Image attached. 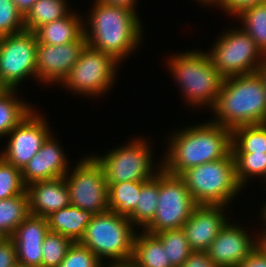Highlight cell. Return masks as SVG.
Instances as JSON below:
<instances>
[{"instance_id":"cell-1","label":"cell","mask_w":266,"mask_h":267,"mask_svg":"<svg viewBox=\"0 0 266 267\" xmlns=\"http://www.w3.org/2000/svg\"><path fill=\"white\" fill-rule=\"evenodd\" d=\"M178 130L166 137L168 148L161 158L162 169L170 174L181 175L188 168L226 158L232 152V131L210 120Z\"/></svg>"},{"instance_id":"cell-2","label":"cell","mask_w":266,"mask_h":267,"mask_svg":"<svg viewBox=\"0 0 266 267\" xmlns=\"http://www.w3.org/2000/svg\"><path fill=\"white\" fill-rule=\"evenodd\" d=\"M92 2L89 13L83 16L87 44L111 55L121 64L131 57V53H136L143 42L142 21L132 10L109 6L99 0Z\"/></svg>"},{"instance_id":"cell-3","label":"cell","mask_w":266,"mask_h":267,"mask_svg":"<svg viewBox=\"0 0 266 267\" xmlns=\"http://www.w3.org/2000/svg\"><path fill=\"white\" fill-rule=\"evenodd\" d=\"M209 111L214 114L210 121L231 131L240 126L266 123V88L259 73L224 78Z\"/></svg>"},{"instance_id":"cell-4","label":"cell","mask_w":266,"mask_h":267,"mask_svg":"<svg viewBox=\"0 0 266 267\" xmlns=\"http://www.w3.org/2000/svg\"><path fill=\"white\" fill-rule=\"evenodd\" d=\"M205 52L187 50L174 53L166 61L168 72H171L170 75L174 76V81L179 85L184 102L197 110L212 109L224 79Z\"/></svg>"},{"instance_id":"cell-5","label":"cell","mask_w":266,"mask_h":267,"mask_svg":"<svg viewBox=\"0 0 266 267\" xmlns=\"http://www.w3.org/2000/svg\"><path fill=\"white\" fill-rule=\"evenodd\" d=\"M180 176L197 205L229 207L244 190L236 179L232 152L226 158L188 168Z\"/></svg>"},{"instance_id":"cell-6","label":"cell","mask_w":266,"mask_h":267,"mask_svg":"<svg viewBox=\"0 0 266 267\" xmlns=\"http://www.w3.org/2000/svg\"><path fill=\"white\" fill-rule=\"evenodd\" d=\"M136 231L127 217L108 210L94 215L79 243L102 262L129 260L133 255Z\"/></svg>"},{"instance_id":"cell-7","label":"cell","mask_w":266,"mask_h":267,"mask_svg":"<svg viewBox=\"0 0 266 267\" xmlns=\"http://www.w3.org/2000/svg\"><path fill=\"white\" fill-rule=\"evenodd\" d=\"M151 142L138 136L132 138L124 146L106 152V155H93L104 171L107 183L128 181H148L161 169V161L158 165L154 162ZM156 164V166L154 164Z\"/></svg>"},{"instance_id":"cell-8","label":"cell","mask_w":266,"mask_h":267,"mask_svg":"<svg viewBox=\"0 0 266 267\" xmlns=\"http://www.w3.org/2000/svg\"><path fill=\"white\" fill-rule=\"evenodd\" d=\"M206 52L223 78L257 72L266 61L256 42L240 25L226 29Z\"/></svg>"},{"instance_id":"cell-9","label":"cell","mask_w":266,"mask_h":267,"mask_svg":"<svg viewBox=\"0 0 266 267\" xmlns=\"http://www.w3.org/2000/svg\"><path fill=\"white\" fill-rule=\"evenodd\" d=\"M119 64L111 55L87 44L59 87L87 98L104 97L115 85Z\"/></svg>"},{"instance_id":"cell-10","label":"cell","mask_w":266,"mask_h":267,"mask_svg":"<svg viewBox=\"0 0 266 267\" xmlns=\"http://www.w3.org/2000/svg\"><path fill=\"white\" fill-rule=\"evenodd\" d=\"M196 206L184 179L161 169L157 210L154 219L144 231L156 234L182 228Z\"/></svg>"},{"instance_id":"cell-11","label":"cell","mask_w":266,"mask_h":267,"mask_svg":"<svg viewBox=\"0 0 266 267\" xmlns=\"http://www.w3.org/2000/svg\"><path fill=\"white\" fill-rule=\"evenodd\" d=\"M92 155L82 157L64 178L70 205L100 214L108 211V185L102 167Z\"/></svg>"},{"instance_id":"cell-12","label":"cell","mask_w":266,"mask_h":267,"mask_svg":"<svg viewBox=\"0 0 266 267\" xmlns=\"http://www.w3.org/2000/svg\"><path fill=\"white\" fill-rule=\"evenodd\" d=\"M37 38L24 30L0 37V84L5 89H18L25 79L36 80Z\"/></svg>"},{"instance_id":"cell-13","label":"cell","mask_w":266,"mask_h":267,"mask_svg":"<svg viewBox=\"0 0 266 267\" xmlns=\"http://www.w3.org/2000/svg\"><path fill=\"white\" fill-rule=\"evenodd\" d=\"M36 110L7 135L9 140L6 141V148L0 151V156L6 162L21 171L52 134L47 117Z\"/></svg>"},{"instance_id":"cell-14","label":"cell","mask_w":266,"mask_h":267,"mask_svg":"<svg viewBox=\"0 0 266 267\" xmlns=\"http://www.w3.org/2000/svg\"><path fill=\"white\" fill-rule=\"evenodd\" d=\"M87 45L83 34L77 41L62 45L37 42L36 80L42 85L60 84L79 60ZM52 84V85H51Z\"/></svg>"},{"instance_id":"cell-15","label":"cell","mask_w":266,"mask_h":267,"mask_svg":"<svg viewBox=\"0 0 266 267\" xmlns=\"http://www.w3.org/2000/svg\"><path fill=\"white\" fill-rule=\"evenodd\" d=\"M246 229L234 220L225 224L206 251L213 263L219 267H237L254 251L256 234Z\"/></svg>"},{"instance_id":"cell-16","label":"cell","mask_w":266,"mask_h":267,"mask_svg":"<svg viewBox=\"0 0 266 267\" xmlns=\"http://www.w3.org/2000/svg\"><path fill=\"white\" fill-rule=\"evenodd\" d=\"M228 206L197 205L182 229L193 251L206 252L220 230L230 220Z\"/></svg>"},{"instance_id":"cell-17","label":"cell","mask_w":266,"mask_h":267,"mask_svg":"<svg viewBox=\"0 0 266 267\" xmlns=\"http://www.w3.org/2000/svg\"><path fill=\"white\" fill-rule=\"evenodd\" d=\"M51 134L21 171L25 186L38 181L64 177L71 169L63 148Z\"/></svg>"},{"instance_id":"cell-18","label":"cell","mask_w":266,"mask_h":267,"mask_svg":"<svg viewBox=\"0 0 266 267\" xmlns=\"http://www.w3.org/2000/svg\"><path fill=\"white\" fill-rule=\"evenodd\" d=\"M49 232L47 219L29 214L14 230L11 238L15 244L17 264L41 267L42 245Z\"/></svg>"},{"instance_id":"cell-19","label":"cell","mask_w":266,"mask_h":267,"mask_svg":"<svg viewBox=\"0 0 266 267\" xmlns=\"http://www.w3.org/2000/svg\"><path fill=\"white\" fill-rule=\"evenodd\" d=\"M29 212L35 216L50 214L70 205L69 189L64 177L38 181L26 186Z\"/></svg>"},{"instance_id":"cell-20","label":"cell","mask_w":266,"mask_h":267,"mask_svg":"<svg viewBox=\"0 0 266 267\" xmlns=\"http://www.w3.org/2000/svg\"><path fill=\"white\" fill-rule=\"evenodd\" d=\"M75 12L71 10L65 17L38 27L34 31L37 42L62 45L77 41L84 34V18Z\"/></svg>"},{"instance_id":"cell-21","label":"cell","mask_w":266,"mask_h":267,"mask_svg":"<svg viewBox=\"0 0 266 267\" xmlns=\"http://www.w3.org/2000/svg\"><path fill=\"white\" fill-rule=\"evenodd\" d=\"M94 215L90 211L69 205L50 214L46 219L49 231L59 233L74 243L80 242Z\"/></svg>"},{"instance_id":"cell-22","label":"cell","mask_w":266,"mask_h":267,"mask_svg":"<svg viewBox=\"0 0 266 267\" xmlns=\"http://www.w3.org/2000/svg\"><path fill=\"white\" fill-rule=\"evenodd\" d=\"M132 260L136 267H173L162 242L144 230L136 233Z\"/></svg>"},{"instance_id":"cell-23","label":"cell","mask_w":266,"mask_h":267,"mask_svg":"<svg viewBox=\"0 0 266 267\" xmlns=\"http://www.w3.org/2000/svg\"><path fill=\"white\" fill-rule=\"evenodd\" d=\"M18 89L0 93V138L5 137L35 109L18 97ZM33 107V108H32Z\"/></svg>"},{"instance_id":"cell-24","label":"cell","mask_w":266,"mask_h":267,"mask_svg":"<svg viewBox=\"0 0 266 267\" xmlns=\"http://www.w3.org/2000/svg\"><path fill=\"white\" fill-rule=\"evenodd\" d=\"M159 199V172L148 181H141L138 203L128 217L136 229L144 230L154 219Z\"/></svg>"},{"instance_id":"cell-25","label":"cell","mask_w":266,"mask_h":267,"mask_svg":"<svg viewBox=\"0 0 266 267\" xmlns=\"http://www.w3.org/2000/svg\"><path fill=\"white\" fill-rule=\"evenodd\" d=\"M108 210L129 217L138 203L141 181L107 183Z\"/></svg>"},{"instance_id":"cell-26","label":"cell","mask_w":266,"mask_h":267,"mask_svg":"<svg viewBox=\"0 0 266 267\" xmlns=\"http://www.w3.org/2000/svg\"><path fill=\"white\" fill-rule=\"evenodd\" d=\"M67 4L68 0H36L24 16L25 30L34 32L45 23L65 17L71 11Z\"/></svg>"},{"instance_id":"cell-27","label":"cell","mask_w":266,"mask_h":267,"mask_svg":"<svg viewBox=\"0 0 266 267\" xmlns=\"http://www.w3.org/2000/svg\"><path fill=\"white\" fill-rule=\"evenodd\" d=\"M29 214L27 191L21 195L0 200V237H11L14 230Z\"/></svg>"},{"instance_id":"cell-28","label":"cell","mask_w":266,"mask_h":267,"mask_svg":"<svg viewBox=\"0 0 266 267\" xmlns=\"http://www.w3.org/2000/svg\"><path fill=\"white\" fill-rule=\"evenodd\" d=\"M232 153H266V123L234 128Z\"/></svg>"},{"instance_id":"cell-29","label":"cell","mask_w":266,"mask_h":267,"mask_svg":"<svg viewBox=\"0 0 266 267\" xmlns=\"http://www.w3.org/2000/svg\"><path fill=\"white\" fill-rule=\"evenodd\" d=\"M235 18L241 28L256 42L257 47L266 56V2L244 9Z\"/></svg>"},{"instance_id":"cell-30","label":"cell","mask_w":266,"mask_h":267,"mask_svg":"<svg viewBox=\"0 0 266 267\" xmlns=\"http://www.w3.org/2000/svg\"><path fill=\"white\" fill-rule=\"evenodd\" d=\"M238 184L244 189L252 177L261 181L266 177V153H232ZM261 178V180H260Z\"/></svg>"},{"instance_id":"cell-31","label":"cell","mask_w":266,"mask_h":267,"mask_svg":"<svg viewBox=\"0 0 266 267\" xmlns=\"http://www.w3.org/2000/svg\"><path fill=\"white\" fill-rule=\"evenodd\" d=\"M154 235L162 242L173 267H181L193 252L182 228L166 230Z\"/></svg>"},{"instance_id":"cell-32","label":"cell","mask_w":266,"mask_h":267,"mask_svg":"<svg viewBox=\"0 0 266 267\" xmlns=\"http://www.w3.org/2000/svg\"><path fill=\"white\" fill-rule=\"evenodd\" d=\"M72 243L69 238L49 231L43 240L41 267H57Z\"/></svg>"},{"instance_id":"cell-33","label":"cell","mask_w":266,"mask_h":267,"mask_svg":"<svg viewBox=\"0 0 266 267\" xmlns=\"http://www.w3.org/2000/svg\"><path fill=\"white\" fill-rule=\"evenodd\" d=\"M25 191L21 170L0 156V200L21 195Z\"/></svg>"},{"instance_id":"cell-34","label":"cell","mask_w":266,"mask_h":267,"mask_svg":"<svg viewBox=\"0 0 266 267\" xmlns=\"http://www.w3.org/2000/svg\"><path fill=\"white\" fill-rule=\"evenodd\" d=\"M24 16L13 0H0V37L24 31Z\"/></svg>"},{"instance_id":"cell-35","label":"cell","mask_w":266,"mask_h":267,"mask_svg":"<svg viewBox=\"0 0 266 267\" xmlns=\"http://www.w3.org/2000/svg\"><path fill=\"white\" fill-rule=\"evenodd\" d=\"M102 261L87 247L74 242L57 267H101Z\"/></svg>"},{"instance_id":"cell-36","label":"cell","mask_w":266,"mask_h":267,"mask_svg":"<svg viewBox=\"0 0 266 267\" xmlns=\"http://www.w3.org/2000/svg\"><path fill=\"white\" fill-rule=\"evenodd\" d=\"M263 2H266V0H219L215 7L221 8L228 16L235 18L244 9Z\"/></svg>"},{"instance_id":"cell-37","label":"cell","mask_w":266,"mask_h":267,"mask_svg":"<svg viewBox=\"0 0 266 267\" xmlns=\"http://www.w3.org/2000/svg\"><path fill=\"white\" fill-rule=\"evenodd\" d=\"M17 264L15 244L11 237H0V267H14Z\"/></svg>"},{"instance_id":"cell-38","label":"cell","mask_w":266,"mask_h":267,"mask_svg":"<svg viewBox=\"0 0 266 267\" xmlns=\"http://www.w3.org/2000/svg\"><path fill=\"white\" fill-rule=\"evenodd\" d=\"M181 267H219L210 259L207 252L193 251Z\"/></svg>"},{"instance_id":"cell-39","label":"cell","mask_w":266,"mask_h":267,"mask_svg":"<svg viewBox=\"0 0 266 267\" xmlns=\"http://www.w3.org/2000/svg\"><path fill=\"white\" fill-rule=\"evenodd\" d=\"M237 267H266V253L261 252L257 247Z\"/></svg>"},{"instance_id":"cell-40","label":"cell","mask_w":266,"mask_h":267,"mask_svg":"<svg viewBox=\"0 0 266 267\" xmlns=\"http://www.w3.org/2000/svg\"><path fill=\"white\" fill-rule=\"evenodd\" d=\"M109 6L123 7L139 14L136 10L138 0H99Z\"/></svg>"},{"instance_id":"cell-41","label":"cell","mask_w":266,"mask_h":267,"mask_svg":"<svg viewBox=\"0 0 266 267\" xmlns=\"http://www.w3.org/2000/svg\"><path fill=\"white\" fill-rule=\"evenodd\" d=\"M17 9L22 13L23 16L32 8L36 0H13Z\"/></svg>"},{"instance_id":"cell-42","label":"cell","mask_w":266,"mask_h":267,"mask_svg":"<svg viewBox=\"0 0 266 267\" xmlns=\"http://www.w3.org/2000/svg\"><path fill=\"white\" fill-rule=\"evenodd\" d=\"M101 267H136L132 259L122 261L102 262Z\"/></svg>"},{"instance_id":"cell-43","label":"cell","mask_w":266,"mask_h":267,"mask_svg":"<svg viewBox=\"0 0 266 267\" xmlns=\"http://www.w3.org/2000/svg\"><path fill=\"white\" fill-rule=\"evenodd\" d=\"M260 231L258 230V234H256L257 248L266 253V226H263Z\"/></svg>"},{"instance_id":"cell-44","label":"cell","mask_w":266,"mask_h":267,"mask_svg":"<svg viewBox=\"0 0 266 267\" xmlns=\"http://www.w3.org/2000/svg\"><path fill=\"white\" fill-rule=\"evenodd\" d=\"M257 72L259 73V75L261 76L265 88H266V61L263 63V65L257 70Z\"/></svg>"},{"instance_id":"cell-45","label":"cell","mask_w":266,"mask_h":267,"mask_svg":"<svg viewBox=\"0 0 266 267\" xmlns=\"http://www.w3.org/2000/svg\"><path fill=\"white\" fill-rule=\"evenodd\" d=\"M194 1H196V2L198 1L197 3H200L201 6L207 5V7H208L210 5V6L214 7L218 3L219 0H194Z\"/></svg>"},{"instance_id":"cell-46","label":"cell","mask_w":266,"mask_h":267,"mask_svg":"<svg viewBox=\"0 0 266 267\" xmlns=\"http://www.w3.org/2000/svg\"><path fill=\"white\" fill-rule=\"evenodd\" d=\"M260 217L262 218V219H260L263 222L262 225L266 226V201L261 208Z\"/></svg>"},{"instance_id":"cell-47","label":"cell","mask_w":266,"mask_h":267,"mask_svg":"<svg viewBox=\"0 0 266 267\" xmlns=\"http://www.w3.org/2000/svg\"><path fill=\"white\" fill-rule=\"evenodd\" d=\"M5 90V88L0 84V93Z\"/></svg>"},{"instance_id":"cell-48","label":"cell","mask_w":266,"mask_h":267,"mask_svg":"<svg viewBox=\"0 0 266 267\" xmlns=\"http://www.w3.org/2000/svg\"><path fill=\"white\" fill-rule=\"evenodd\" d=\"M14 267H25V266L20 265V264H16Z\"/></svg>"},{"instance_id":"cell-49","label":"cell","mask_w":266,"mask_h":267,"mask_svg":"<svg viewBox=\"0 0 266 267\" xmlns=\"http://www.w3.org/2000/svg\"><path fill=\"white\" fill-rule=\"evenodd\" d=\"M262 182H263V184H264V186H265V184H266V177H265V179L264 180H262ZM266 188V187H265ZM266 190V189H265Z\"/></svg>"}]
</instances>
